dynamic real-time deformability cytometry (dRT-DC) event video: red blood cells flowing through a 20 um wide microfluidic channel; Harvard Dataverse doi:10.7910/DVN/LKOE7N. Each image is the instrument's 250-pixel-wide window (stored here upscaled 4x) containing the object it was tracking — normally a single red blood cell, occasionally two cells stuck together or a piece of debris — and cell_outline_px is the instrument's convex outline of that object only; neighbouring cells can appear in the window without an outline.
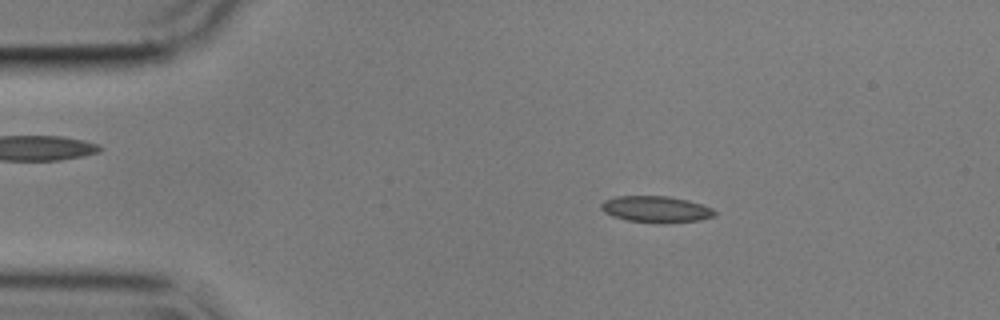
{"species": "common noctule bat (a hibernating species)", "species_latin": "Nyctalus noctula", "temperature_condition": "cold", "stored_images_in_passage": 56, "camera_frame_rate_fps": 3000, "um_per_image_px": 0.085, "animal": {"sex": "male", "body_mass_g": 17.9}, "frame": {"image": 1, "passage_image": 10, "time_ms": 3.0, "image_size_px": [1000, 320], "cell_outline_px": [[716, 216], [700, 220], [628, 220], [612, 216], [604, 212], [600, 208], [600, 204], [604, 200], [616, 196], [668, 196], [688, 200], [712, 208], [716, 212]], "centroid_in_image_um": [55.72, 17.73], "position_along_channel_um": 29.3, "area_um2": 16.59}}
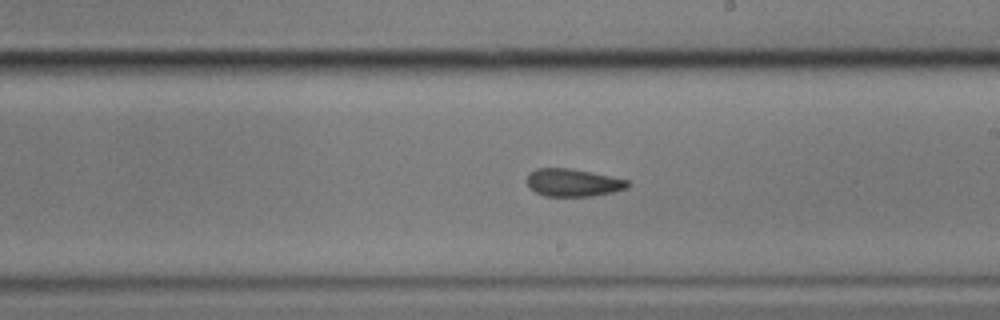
{"frame": {"image": 2, "passage_image": 32, "time_ms": 10.333, "image_size_px": [1000, 320], "cell_outline_px": [[632, 184], [628, 188], [612, 192], [592, 196], [544, 196], [536, 192], [528, 184], [528, 172], [536, 168], [572, 168], [628, 180]], "centroid_in_image_um": [48.73, 15.52], "position_along_channel_um": 240.3, "area_um2": 16.24}}
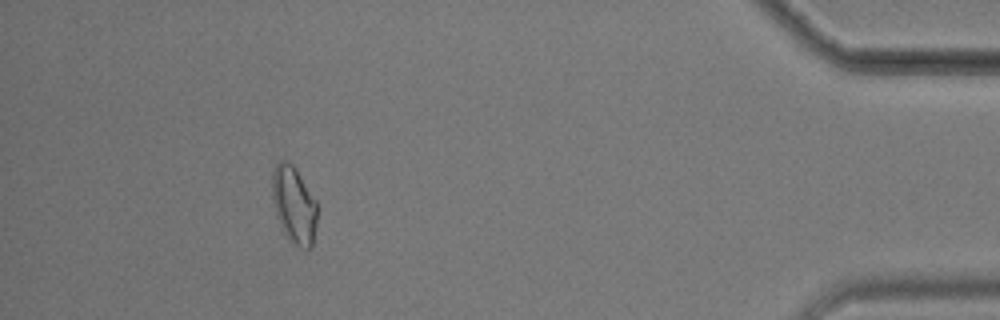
{"frame": {"image": 3, "passage_image": 51, "time_ms": 16.667, "image_size_px": [1000, 320], "cell_outline_px": [[316, 228], [312, 248], [300, 248], [292, 244], [288, 240], [276, 216], [272, 200], [272, 172], [276, 164], [280, 160], [288, 160], [296, 168], [316, 200]], "centroid_in_image_um": [24.98, 17.42], "position_along_channel_um": 410.2, "area_um2": 20.52}, "authors_computed_cell_mechanics": {"area_um2": 16.8776, "velocity_mm_per_s": 3.5774, "shape_relaxation_time_tau1_ms": null, "shape_relaxation_time_tau2_ms": 3.3369, "deformation_change_tau1": null, "deformation_change_tau2": 0.1041}}